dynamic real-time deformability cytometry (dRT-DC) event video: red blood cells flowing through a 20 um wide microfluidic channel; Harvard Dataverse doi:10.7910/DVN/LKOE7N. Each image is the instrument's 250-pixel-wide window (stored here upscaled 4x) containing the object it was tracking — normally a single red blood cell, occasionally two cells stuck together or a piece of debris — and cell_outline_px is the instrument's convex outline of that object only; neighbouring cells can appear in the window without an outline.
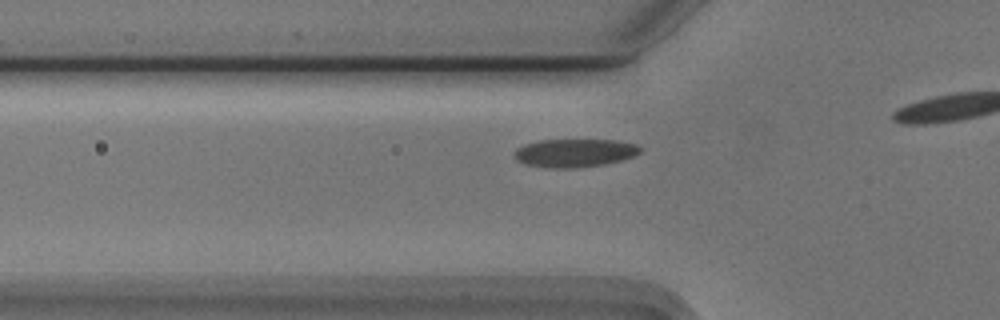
{"species": "Egyptian fruit bat (a non-hibernating species)", "species_latin": "Rousettus aegyptiacus", "temperature_condition": "cold", "stored_images_in_passage": 21, "camera_frame_rate_fps": 3000, "um_per_image_px": 0.085, "animal": {"sex": "male"}, "frame": {"image": 1, "passage_image": 15, "time_ms": 4.667, "image_size_px": [1000, 320], "cell_outline_px": [[640, 152], [636, 156], [604, 164], [576, 168], [548, 168], [524, 164], [516, 160], [512, 152], [516, 148], [524, 144], [540, 140], [616, 140], [636, 144], [640, 148]], "centroid_in_image_um": [48.8, 13.0], "position_along_channel_um": 77.0, "area_um2": 20.87}}
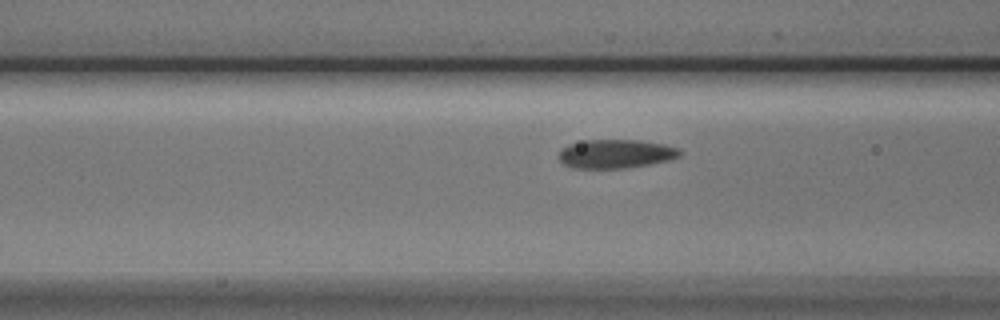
{"frame": {"image": 2, "passage_image": 18, "time_ms": 5.667, "image_size_px": [1000, 320], "cell_outline_px": [[684, 152], [680, 156], [668, 160], [628, 168], [572, 168], [564, 164], [560, 160], [560, 148], [568, 144], [584, 140], [640, 140], [664, 144], [680, 148]], "centroid_in_image_um": [52.36, 13.07], "position_along_channel_um": 114.2, "area_um2": 20.46}}